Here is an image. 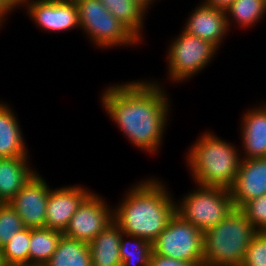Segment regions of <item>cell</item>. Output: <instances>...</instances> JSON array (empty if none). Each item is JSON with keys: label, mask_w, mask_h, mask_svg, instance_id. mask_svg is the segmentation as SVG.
Returning <instances> with one entry per match:
<instances>
[{"label": "cell", "mask_w": 266, "mask_h": 266, "mask_svg": "<svg viewBox=\"0 0 266 266\" xmlns=\"http://www.w3.org/2000/svg\"><path fill=\"white\" fill-rule=\"evenodd\" d=\"M125 83L105 88L102 106L134 147L156 154L168 125L170 98L160 82L142 79Z\"/></svg>", "instance_id": "1"}, {"label": "cell", "mask_w": 266, "mask_h": 266, "mask_svg": "<svg viewBox=\"0 0 266 266\" xmlns=\"http://www.w3.org/2000/svg\"><path fill=\"white\" fill-rule=\"evenodd\" d=\"M166 187L154 176L135 183L113 208V221L123 233L153 243L176 213V199Z\"/></svg>", "instance_id": "2"}, {"label": "cell", "mask_w": 266, "mask_h": 266, "mask_svg": "<svg viewBox=\"0 0 266 266\" xmlns=\"http://www.w3.org/2000/svg\"><path fill=\"white\" fill-rule=\"evenodd\" d=\"M238 146L204 132L186 153L187 166L196 184L230 189L236 179L241 154Z\"/></svg>", "instance_id": "3"}, {"label": "cell", "mask_w": 266, "mask_h": 266, "mask_svg": "<svg viewBox=\"0 0 266 266\" xmlns=\"http://www.w3.org/2000/svg\"><path fill=\"white\" fill-rule=\"evenodd\" d=\"M257 232L244 211L234 207L218 225L203 232L204 266H242Z\"/></svg>", "instance_id": "4"}, {"label": "cell", "mask_w": 266, "mask_h": 266, "mask_svg": "<svg viewBox=\"0 0 266 266\" xmlns=\"http://www.w3.org/2000/svg\"><path fill=\"white\" fill-rule=\"evenodd\" d=\"M196 186L197 189L176 201V212L204 232L218 225L235 206L230 189L199 184Z\"/></svg>", "instance_id": "5"}, {"label": "cell", "mask_w": 266, "mask_h": 266, "mask_svg": "<svg viewBox=\"0 0 266 266\" xmlns=\"http://www.w3.org/2000/svg\"><path fill=\"white\" fill-rule=\"evenodd\" d=\"M80 29L101 49L141 43L99 0H75Z\"/></svg>", "instance_id": "6"}, {"label": "cell", "mask_w": 266, "mask_h": 266, "mask_svg": "<svg viewBox=\"0 0 266 266\" xmlns=\"http://www.w3.org/2000/svg\"><path fill=\"white\" fill-rule=\"evenodd\" d=\"M167 48V73L173 83L190 80L210 64L218 48L209 41L189 35L185 31L173 39Z\"/></svg>", "instance_id": "7"}, {"label": "cell", "mask_w": 266, "mask_h": 266, "mask_svg": "<svg viewBox=\"0 0 266 266\" xmlns=\"http://www.w3.org/2000/svg\"><path fill=\"white\" fill-rule=\"evenodd\" d=\"M153 251L180 261L203 262V232L176 212L153 242Z\"/></svg>", "instance_id": "8"}, {"label": "cell", "mask_w": 266, "mask_h": 266, "mask_svg": "<svg viewBox=\"0 0 266 266\" xmlns=\"http://www.w3.org/2000/svg\"><path fill=\"white\" fill-rule=\"evenodd\" d=\"M98 195L92 191L82 202L63 231L64 236L89 244L113 222V208Z\"/></svg>", "instance_id": "9"}, {"label": "cell", "mask_w": 266, "mask_h": 266, "mask_svg": "<svg viewBox=\"0 0 266 266\" xmlns=\"http://www.w3.org/2000/svg\"><path fill=\"white\" fill-rule=\"evenodd\" d=\"M27 16L37 27L50 33L80 28L75 0H22Z\"/></svg>", "instance_id": "10"}, {"label": "cell", "mask_w": 266, "mask_h": 266, "mask_svg": "<svg viewBox=\"0 0 266 266\" xmlns=\"http://www.w3.org/2000/svg\"><path fill=\"white\" fill-rule=\"evenodd\" d=\"M50 189L45 179L38 172H35L22 189L8 202L22 218L25 227L45 228Z\"/></svg>", "instance_id": "11"}, {"label": "cell", "mask_w": 266, "mask_h": 266, "mask_svg": "<svg viewBox=\"0 0 266 266\" xmlns=\"http://www.w3.org/2000/svg\"><path fill=\"white\" fill-rule=\"evenodd\" d=\"M92 192L81 185L50 189L46 207L45 228L64 231L82 202Z\"/></svg>", "instance_id": "12"}, {"label": "cell", "mask_w": 266, "mask_h": 266, "mask_svg": "<svg viewBox=\"0 0 266 266\" xmlns=\"http://www.w3.org/2000/svg\"><path fill=\"white\" fill-rule=\"evenodd\" d=\"M183 31L189 35L209 41L218 49L229 32L226 11L214 8L204 2L190 12Z\"/></svg>", "instance_id": "13"}, {"label": "cell", "mask_w": 266, "mask_h": 266, "mask_svg": "<svg viewBox=\"0 0 266 266\" xmlns=\"http://www.w3.org/2000/svg\"><path fill=\"white\" fill-rule=\"evenodd\" d=\"M230 191L237 208L266 194V158L241 159Z\"/></svg>", "instance_id": "14"}, {"label": "cell", "mask_w": 266, "mask_h": 266, "mask_svg": "<svg viewBox=\"0 0 266 266\" xmlns=\"http://www.w3.org/2000/svg\"><path fill=\"white\" fill-rule=\"evenodd\" d=\"M241 119V159L266 158V102L248 108Z\"/></svg>", "instance_id": "15"}, {"label": "cell", "mask_w": 266, "mask_h": 266, "mask_svg": "<svg viewBox=\"0 0 266 266\" xmlns=\"http://www.w3.org/2000/svg\"><path fill=\"white\" fill-rule=\"evenodd\" d=\"M29 157L0 158V203H8L36 172Z\"/></svg>", "instance_id": "16"}, {"label": "cell", "mask_w": 266, "mask_h": 266, "mask_svg": "<svg viewBox=\"0 0 266 266\" xmlns=\"http://www.w3.org/2000/svg\"><path fill=\"white\" fill-rule=\"evenodd\" d=\"M9 106L0 101V158L30 157L19 120Z\"/></svg>", "instance_id": "17"}, {"label": "cell", "mask_w": 266, "mask_h": 266, "mask_svg": "<svg viewBox=\"0 0 266 266\" xmlns=\"http://www.w3.org/2000/svg\"><path fill=\"white\" fill-rule=\"evenodd\" d=\"M122 233L113 221L89 243L92 266H122L119 253Z\"/></svg>", "instance_id": "18"}, {"label": "cell", "mask_w": 266, "mask_h": 266, "mask_svg": "<svg viewBox=\"0 0 266 266\" xmlns=\"http://www.w3.org/2000/svg\"><path fill=\"white\" fill-rule=\"evenodd\" d=\"M105 8L120 21L140 42L143 41L145 13H148L134 0H99ZM142 40V41H141Z\"/></svg>", "instance_id": "19"}, {"label": "cell", "mask_w": 266, "mask_h": 266, "mask_svg": "<svg viewBox=\"0 0 266 266\" xmlns=\"http://www.w3.org/2000/svg\"><path fill=\"white\" fill-rule=\"evenodd\" d=\"M43 266H92L89 244L63 235L56 251Z\"/></svg>", "instance_id": "20"}, {"label": "cell", "mask_w": 266, "mask_h": 266, "mask_svg": "<svg viewBox=\"0 0 266 266\" xmlns=\"http://www.w3.org/2000/svg\"><path fill=\"white\" fill-rule=\"evenodd\" d=\"M63 232L49 228H30L29 266H43L56 251Z\"/></svg>", "instance_id": "21"}, {"label": "cell", "mask_w": 266, "mask_h": 266, "mask_svg": "<svg viewBox=\"0 0 266 266\" xmlns=\"http://www.w3.org/2000/svg\"><path fill=\"white\" fill-rule=\"evenodd\" d=\"M225 11L229 30L234 23L243 29L251 28L266 15L264 0H235Z\"/></svg>", "instance_id": "22"}, {"label": "cell", "mask_w": 266, "mask_h": 266, "mask_svg": "<svg viewBox=\"0 0 266 266\" xmlns=\"http://www.w3.org/2000/svg\"><path fill=\"white\" fill-rule=\"evenodd\" d=\"M152 252V242L122 233L119 248L122 266H149Z\"/></svg>", "instance_id": "23"}, {"label": "cell", "mask_w": 266, "mask_h": 266, "mask_svg": "<svg viewBox=\"0 0 266 266\" xmlns=\"http://www.w3.org/2000/svg\"><path fill=\"white\" fill-rule=\"evenodd\" d=\"M30 228L25 227L0 249V260L7 266H29Z\"/></svg>", "instance_id": "24"}, {"label": "cell", "mask_w": 266, "mask_h": 266, "mask_svg": "<svg viewBox=\"0 0 266 266\" xmlns=\"http://www.w3.org/2000/svg\"><path fill=\"white\" fill-rule=\"evenodd\" d=\"M25 228L22 218L9 203H0V249Z\"/></svg>", "instance_id": "25"}, {"label": "cell", "mask_w": 266, "mask_h": 266, "mask_svg": "<svg viewBox=\"0 0 266 266\" xmlns=\"http://www.w3.org/2000/svg\"><path fill=\"white\" fill-rule=\"evenodd\" d=\"M241 209L258 232L266 231V194L248 201Z\"/></svg>", "instance_id": "26"}, {"label": "cell", "mask_w": 266, "mask_h": 266, "mask_svg": "<svg viewBox=\"0 0 266 266\" xmlns=\"http://www.w3.org/2000/svg\"><path fill=\"white\" fill-rule=\"evenodd\" d=\"M242 266H266V231L255 234L246 250Z\"/></svg>", "instance_id": "27"}, {"label": "cell", "mask_w": 266, "mask_h": 266, "mask_svg": "<svg viewBox=\"0 0 266 266\" xmlns=\"http://www.w3.org/2000/svg\"><path fill=\"white\" fill-rule=\"evenodd\" d=\"M149 266H204L203 262L180 261L174 258H167L156 254H151Z\"/></svg>", "instance_id": "28"}, {"label": "cell", "mask_w": 266, "mask_h": 266, "mask_svg": "<svg viewBox=\"0 0 266 266\" xmlns=\"http://www.w3.org/2000/svg\"><path fill=\"white\" fill-rule=\"evenodd\" d=\"M21 4L22 0H0V28H2L5 20L8 19L7 15L13 10H17L14 8H19Z\"/></svg>", "instance_id": "29"}, {"label": "cell", "mask_w": 266, "mask_h": 266, "mask_svg": "<svg viewBox=\"0 0 266 266\" xmlns=\"http://www.w3.org/2000/svg\"><path fill=\"white\" fill-rule=\"evenodd\" d=\"M235 0H203L202 2L213 6L214 8H219L226 10Z\"/></svg>", "instance_id": "30"}, {"label": "cell", "mask_w": 266, "mask_h": 266, "mask_svg": "<svg viewBox=\"0 0 266 266\" xmlns=\"http://www.w3.org/2000/svg\"><path fill=\"white\" fill-rule=\"evenodd\" d=\"M134 1H136L148 12V9L151 8L149 6L153 4L156 0H134Z\"/></svg>", "instance_id": "31"}]
</instances>
